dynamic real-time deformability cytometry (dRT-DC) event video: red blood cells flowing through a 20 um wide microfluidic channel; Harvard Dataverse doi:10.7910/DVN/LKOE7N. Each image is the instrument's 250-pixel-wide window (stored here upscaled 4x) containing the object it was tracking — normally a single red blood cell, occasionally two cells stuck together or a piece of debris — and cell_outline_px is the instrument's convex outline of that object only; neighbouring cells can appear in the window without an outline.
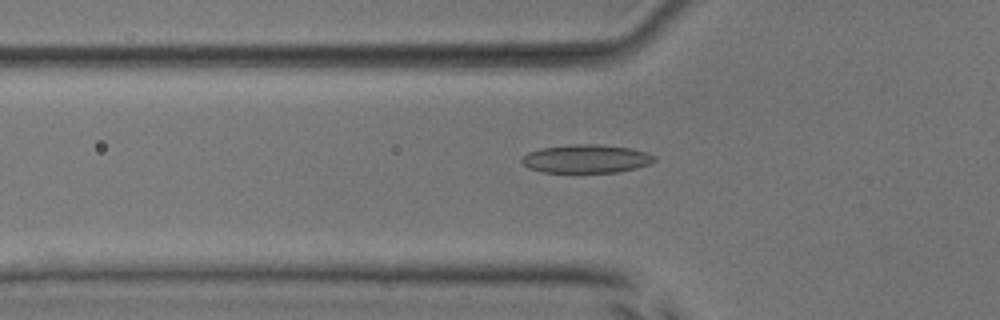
{"species": "common noctule bat (a hibernating species)", "species_latin": "Nyctalus noctula", "temperature_condition": "room temperature", "stored_images_in_passage": 45, "camera_frame_rate_fps": 3000, "um_per_image_px": 0.085, "animal": {"sex": "male", "body_mass_g": 17.9, "forearm_length_mm": 54.2}, "frame": {"image": 1, "passage_image": 11, "time_ms": 3.333, "image_size_px": [1000, 320], "cell_outline_px": [[656, 160], [648, 164], [636, 168], [616, 172], [544, 172], [528, 168], [520, 160], [528, 152], [540, 148], [568, 144], [596, 144], [632, 148], [648, 152], [656, 156]], "centroid_in_image_um": [49.84, 13.48], "position_along_channel_um": 76.0, "area_um2": 22.02}}
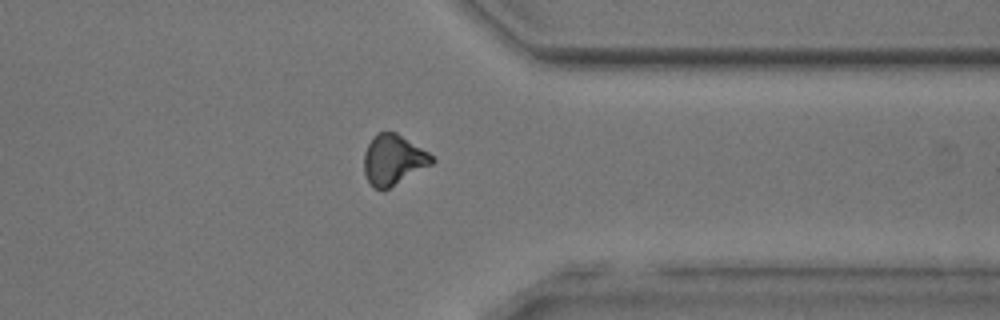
{"frame": {"image": 2, "passage_image": 34, "time_ms": 11.0, "image_size_px": [1000, 320], "cell_outline_px": [[436, 160], [432, 164], [384, 192], [376, 188], [368, 180], [364, 172], [364, 152], [372, 136], [376, 132], [396, 132], [428, 152]], "centroid_in_image_um": [33.42, 13.59], "position_along_channel_um": 378.0, "area_um2": 20.0}}
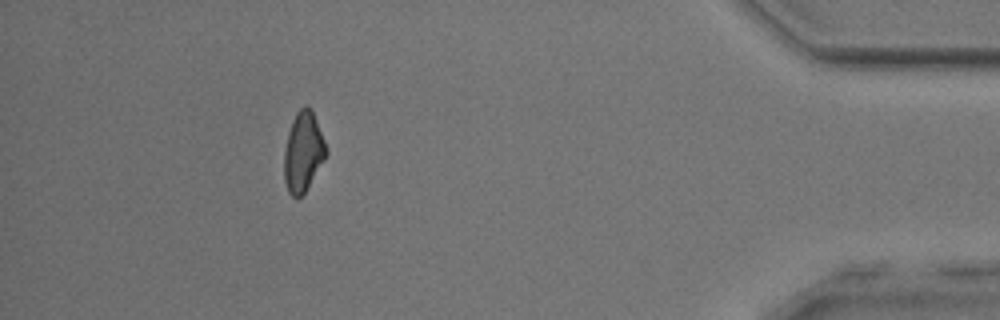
{"frame": {"image": 3, "passage_image": 40, "time_ms": 13.0, "image_size_px": [1000, 320], "cell_outline_px": [[328, 152], [324, 160], [304, 192], [300, 196], [292, 196], [288, 192], [284, 180], [284, 152], [288, 132], [292, 120], [296, 112], [304, 104], [308, 104], [312, 108], [328, 148]], "centroid_in_image_um": [25.78, 12.83], "position_along_channel_um": 409.4, "area_um2": 19.65}, "authors_computed_cell_mechanics": {"area_um2": 20.0566, "velocity_mm_per_s": 3.997, "shape_relaxation_time_tau1_ms": null, "shape_relaxation_time_tau2_ms": 2.7164, "deformation_change_tau1": null, "deformation_change_tau2": 0.0987}}